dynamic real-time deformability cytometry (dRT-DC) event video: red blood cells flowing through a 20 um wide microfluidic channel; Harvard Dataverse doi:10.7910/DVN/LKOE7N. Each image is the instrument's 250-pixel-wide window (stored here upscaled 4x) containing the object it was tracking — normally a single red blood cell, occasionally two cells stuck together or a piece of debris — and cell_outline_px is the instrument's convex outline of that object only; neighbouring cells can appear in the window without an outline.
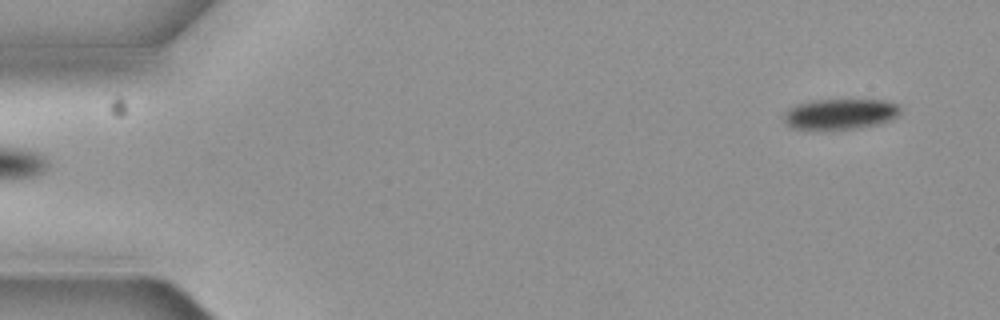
{"species": "common noctule bat (a hibernating species)", "species_latin": "Nyctalus noctula", "temperature_condition": "cold", "stored_images_in_passage": 5, "camera_frame_rate_fps": 3000, "um_per_image_px": 0.085, "animal": {"sex": "female", "body_mass_g": 19.3, "forearm_length_mm": 54.1}, "frame": {"image": 1, "passage_image": 5, "time_ms": 1.333, "image_size_px": [1000, 320], "cell_outline_px": [[900, 112], [892, 120], [880, 124], [856, 128], [792, 128], [784, 120], [784, 112], [788, 108], [796, 104], [816, 100], [888, 100], [900, 104]], "centroid_in_image_um": [71.48, 9.67], "position_along_channel_um": 13.5, "area_um2": 20.58}}